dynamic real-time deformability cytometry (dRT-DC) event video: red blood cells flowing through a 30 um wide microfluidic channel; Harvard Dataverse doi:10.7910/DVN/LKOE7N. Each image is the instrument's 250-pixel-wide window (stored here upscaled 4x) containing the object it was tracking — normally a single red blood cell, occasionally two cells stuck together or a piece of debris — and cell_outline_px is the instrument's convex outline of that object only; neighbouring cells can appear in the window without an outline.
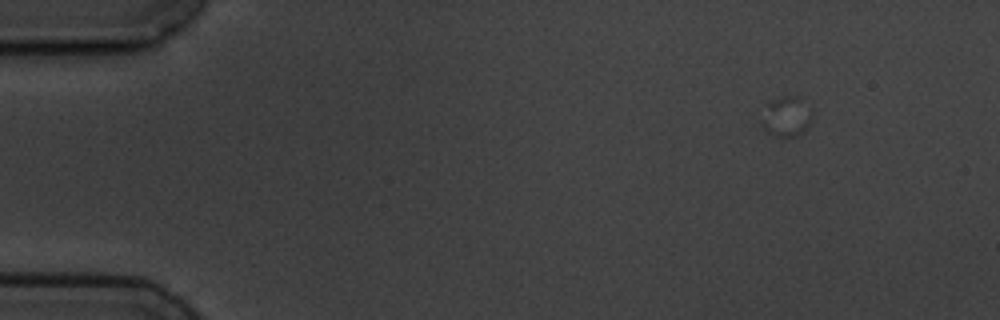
{"species": "common noctule bat (a hibernating species)", "species_latin": "Nyctalus noctula", "temperature_condition": "cold", "stored_images_in_passage": 1, "camera_frame_rate_fps": 3000, "um_per_image_px": 0.085, "animal": {"sex": "male", "body_mass_g": 19.5, "forearm_length_mm": 54.6}, "frame": {"image": 1, "passage_image": 1, "time_ms": 0.0, "image_size_px": [1000, 320], "cell_outline_px": [[812, 116], [808, 128], [796, 136], [772, 136], [764, 132], [760, 124], [768, 104], [772, 100], [784, 96], [800, 96], [812, 108]], "centroid_in_image_um": [66.87, 9.92], "position_along_channel_um": 18.1, "area_um2": 12.02}}